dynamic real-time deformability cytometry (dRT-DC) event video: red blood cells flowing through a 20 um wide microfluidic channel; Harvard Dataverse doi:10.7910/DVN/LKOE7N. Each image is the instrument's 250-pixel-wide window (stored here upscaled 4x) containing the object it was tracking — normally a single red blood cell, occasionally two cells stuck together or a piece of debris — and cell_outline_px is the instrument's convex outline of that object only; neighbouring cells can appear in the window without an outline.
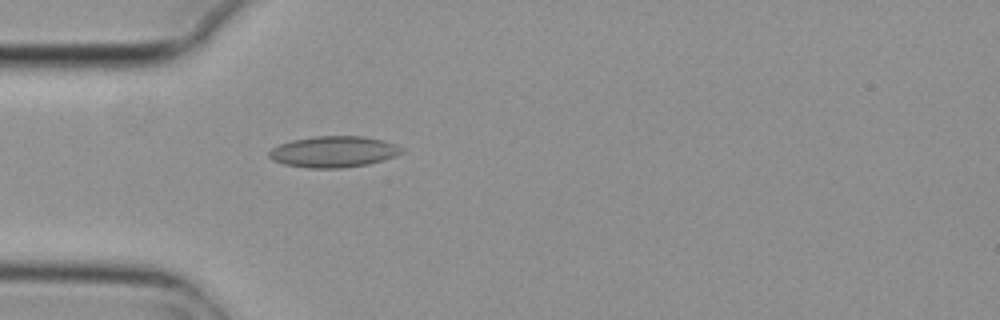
{"species": "common noctule bat (a hibernating species)", "species_latin": "Nyctalus noctula", "temperature_condition": "cold", "stored_images_in_passage": 1, "camera_frame_rate_fps": 3000, "um_per_image_px": 0.085, "animal": {"sex": "female", "body_mass_g": 29.2, "forearm_length_mm": 56.3}, "frame": {"image": 1, "passage_image": 1, "time_ms": 0.0, "image_size_px": [1000, 320], "cell_outline_px": [[404, 152], [368, 164], [340, 168], [308, 168], [284, 164], [272, 160], [268, 156], [268, 152], [272, 148], [280, 144], [292, 140], [312, 136], [364, 136], [384, 140], [396, 144], [404, 148]], "centroid_in_image_um": [28.34, 12.89], "position_along_channel_um": 56.7, "area_um2": 24.1}}